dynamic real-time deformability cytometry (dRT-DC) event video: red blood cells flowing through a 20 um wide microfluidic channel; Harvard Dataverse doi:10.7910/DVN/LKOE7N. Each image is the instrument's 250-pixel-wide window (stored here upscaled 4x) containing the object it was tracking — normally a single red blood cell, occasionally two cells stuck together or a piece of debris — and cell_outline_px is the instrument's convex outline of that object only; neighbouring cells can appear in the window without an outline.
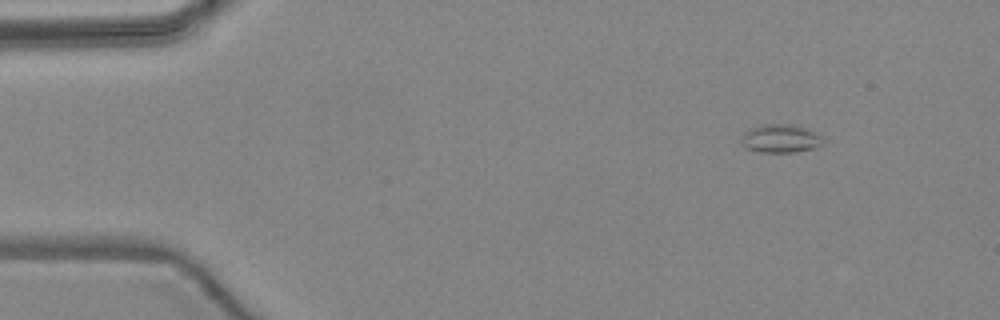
{"species": "common noctule bat (a hibernating species)", "species_latin": "Nyctalus noctula", "temperature_condition": "warm", "stored_images_in_passage": 5, "camera_frame_rate_fps": 3000, "um_per_image_px": 0.085, "animal": {"sex": "female", "body_mass_g": 24.6, "forearm_length_mm": 56.2}, "frame": {"image": 1, "passage_image": 1, "time_ms": 0.0, "image_size_px": [1000, 320], "cell_outline_px": [[824, 144], [816, 148], [796, 152], [764, 152], [748, 148], [740, 140], [740, 136], [752, 128], [760, 124], [796, 124], [808, 128], [824, 136]], "centroid_in_image_um": [66.44, 11.76], "position_along_channel_um": 18.6, "area_um2": 13.76}}
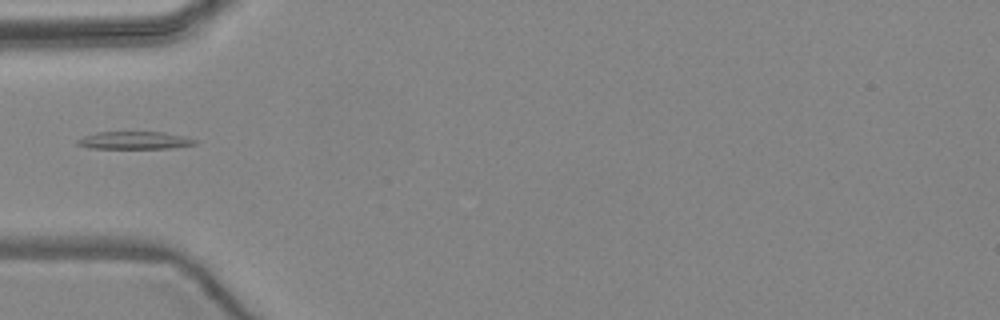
{"frame": {"image": 2, "passage_image": 4, "time_ms": 3.667, "image_size_px": [1000, 320], "cell_outline_px": [[196, 144], [172, 148], [88, 148], [76, 144], [76, 140], [84, 136], [96, 132], [164, 132], [184, 136], [196, 140]], "centroid_in_image_um": [11.41, 11.93], "position_along_channel_um": 73.6, "area_um2": 12.02}}
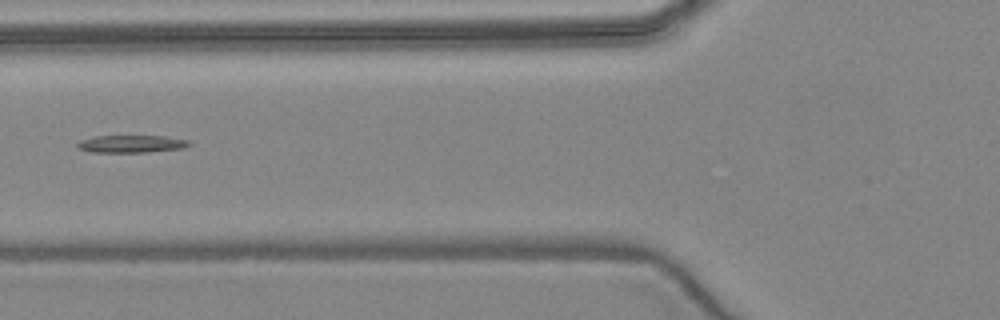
{"frame": {"image": 3, "passage_image": 5, "time_ms": 4.667, "image_size_px": [1000, 320], "cell_outline_px": [[192, 144], [184, 148], [148, 152], [92, 152], [76, 148], [76, 144], [80, 140], [96, 136], [164, 136], [188, 140]], "centroid_in_image_um": [11.16, 12.23], "position_along_channel_um": 114.6, "area_um2": 11.39}}